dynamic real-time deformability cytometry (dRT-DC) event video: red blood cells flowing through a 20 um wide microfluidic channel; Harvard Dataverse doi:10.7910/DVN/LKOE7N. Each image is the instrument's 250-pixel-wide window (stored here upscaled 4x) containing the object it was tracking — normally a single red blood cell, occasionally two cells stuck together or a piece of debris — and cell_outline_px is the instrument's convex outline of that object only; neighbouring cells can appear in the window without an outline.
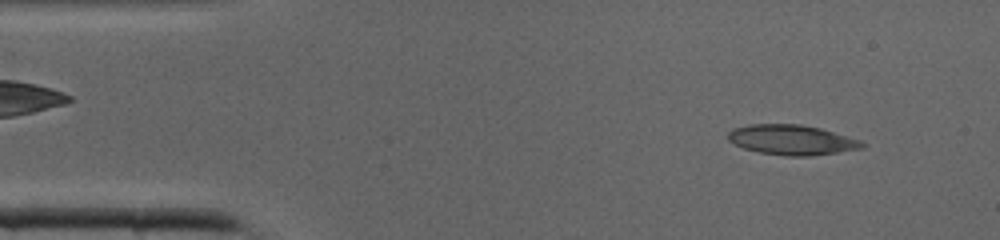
{"species": "common noctule bat (a hibernating species)", "species_latin": "Nyctalus noctula", "temperature_condition": "cold", "stored_images_in_passage": 39, "camera_frame_rate_fps": 3000, "um_per_image_px": 0.085, "animal": {"sex": "male", "body_mass_g": 19.0, "forearm_length_mm": 50.8}, "frame": {"image": 1, "passage_image": 3, "time_ms": 0.667, "image_size_px": [1000, 240], "cell_outline_px": [[864, 148], [808, 156], [788, 156], [760, 152], [744, 148], [728, 140], [728, 132], [732, 128], [748, 124], [800, 124], [820, 128], [860, 140], [864, 144]], "centroid_in_image_um": [67.27, 11.88], "position_along_channel_um": 17.7, "area_um2": 23.24}}
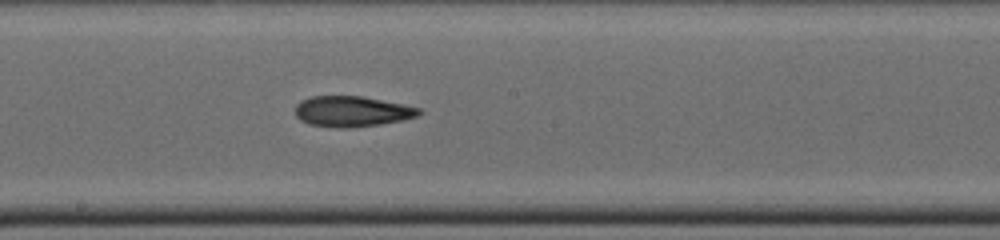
{"frame": {"image": 2, "passage_image": 20, "time_ms": 6.333, "image_size_px": [1000, 240], "cell_outline_px": [[424, 112], [420, 116], [404, 120], [380, 124], [348, 128], [336, 128], [308, 124], [300, 120], [296, 116], [296, 104], [300, 100], [312, 96], [360, 96], [420, 108]], "centroid_in_image_um": [29.91, 9.48], "position_along_channel_um": 218.3, "area_um2": 22.14}}
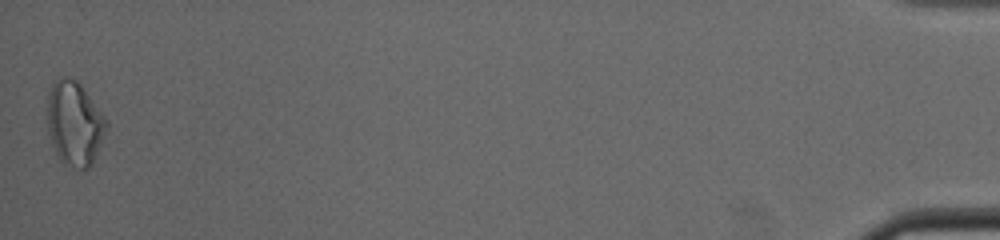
{"frame": {"image": 3, "passage_image": 39, "time_ms": 12.667, "image_size_px": [1000, 240], "cell_outline_px": [[108, 128], [92, 164], [88, 168], [76, 168], [64, 164], [60, 160], [52, 144], [48, 132], [48, 92], [52, 84], [60, 76], [64, 76], [76, 80], [80, 84], [104, 116], [108, 124]], "centroid_in_image_um": [6.33, 10.49], "position_along_channel_um": 428.9, "area_um2": 28.78}}